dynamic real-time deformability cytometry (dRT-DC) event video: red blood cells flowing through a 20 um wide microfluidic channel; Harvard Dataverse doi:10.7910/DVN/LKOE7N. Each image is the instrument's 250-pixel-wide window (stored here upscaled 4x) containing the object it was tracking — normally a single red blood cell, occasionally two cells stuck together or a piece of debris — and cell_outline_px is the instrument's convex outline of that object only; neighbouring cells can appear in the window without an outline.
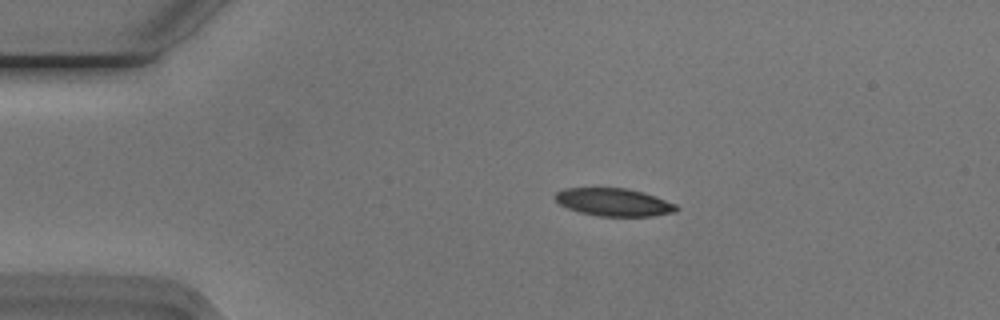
{"species": "Egyptian fruit bat (a non-hibernating species)", "species_latin": "Rousettus aegyptiacus", "temperature_condition": "cold", "stored_images_in_passage": 53, "camera_frame_rate_fps": 3000, "um_per_image_px": 0.085, "animal": {"sex": "male"}, "frame": {"image": 1, "passage_image": 10, "time_ms": 3.0, "image_size_px": [1000, 320], "cell_outline_px": [[680, 208], [676, 212], [652, 216], [596, 216], [580, 212], [568, 208], [560, 204], [552, 196], [556, 192], [564, 188], [628, 188], [644, 192], [656, 196], [676, 204]], "centroid_in_image_um": [52.19, 17.18], "position_along_channel_um": 32.8, "area_um2": 19.83}}
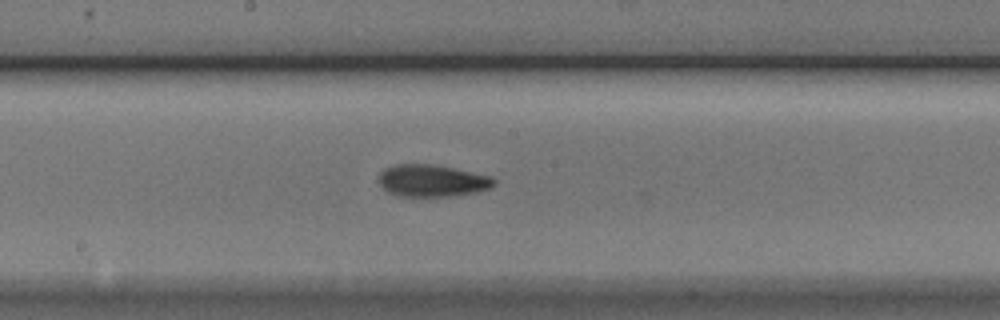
{"frame": {"image": 2, "passage_image": 28, "time_ms": 9.0, "image_size_px": [1000, 320], "cell_outline_px": [[496, 184], [492, 188], [476, 192], [452, 196], [396, 196], [388, 192], [380, 184], [380, 172], [384, 168], [396, 164], [432, 164], [492, 176], [496, 180]], "centroid_in_image_um": [36.75, 15.36], "position_along_channel_um": 211.4, "area_um2": 21.56}}
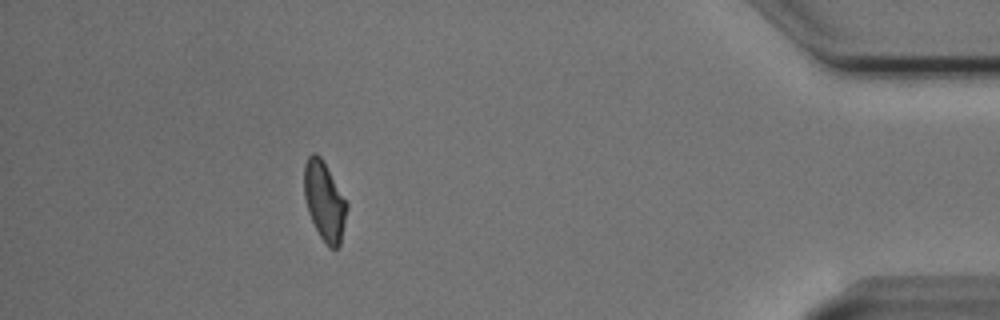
{"frame": {"image": 3, "passage_image": 48, "time_ms": 15.667, "image_size_px": [1000, 320], "cell_outline_px": [[348, 208], [340, 244], [336, 248], [328, 248], [324, 244], [308, 212], [304, 196], [304, 164], [308, 156], [312, 152], [316, 152], [320, 156], [348, 204]], "centroid_in_image_um": [27.57, 17.1], "position_along_channel_um": 407.6, "area_um2": 19.54}, "authors_computed_cell_mechanics": {"area_um2": 20.2878, "velocity_mm_per_s": 3.7549, "shape_relaxation_time_tau1_ms": 8.4976, "shape_relaxation_time_tau2_ms": 4.1923, "deformation_change_tau1": 0.1896, "deformation_change_tau2": 0.1136}}